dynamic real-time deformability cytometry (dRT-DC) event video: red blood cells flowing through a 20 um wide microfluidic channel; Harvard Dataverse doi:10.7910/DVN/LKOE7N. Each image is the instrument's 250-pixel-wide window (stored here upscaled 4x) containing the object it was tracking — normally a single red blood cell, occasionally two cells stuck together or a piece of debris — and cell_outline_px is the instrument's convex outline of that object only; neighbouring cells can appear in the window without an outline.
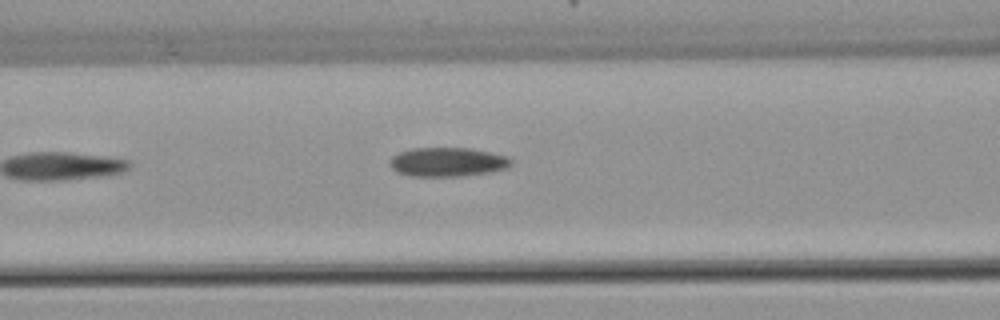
{"species": "common noctule bat (a hibernating species)", "species_latin": "Nyctalus noctula", "temperature_condition": "warm", "stored_images_in_passage": 3, "camera_frame_rate_fps": 3000, "um_per_image_px": 0.085, "animal": {"sex": "female", "body_mass_g": 22.7, "forearm_length_mm": 54.2}, "frame": {"image": 1, "passage_image": 3, "time_ms": 2.333, "image_size_px": [1000, 320], "cell_outline_px": [[512, 164], [508, 168], [488, 172], [460, 176], [412, 176], [396, 172], [392, 168], [388, 160], [392, 156], [400, 152], [412, 148], [472, 148], [508, 156], [512, 160]], "centroid_in_image_um": [38.04, 13.76], "position_along_channel_um": 128.6, "area_um2": 20.63}}